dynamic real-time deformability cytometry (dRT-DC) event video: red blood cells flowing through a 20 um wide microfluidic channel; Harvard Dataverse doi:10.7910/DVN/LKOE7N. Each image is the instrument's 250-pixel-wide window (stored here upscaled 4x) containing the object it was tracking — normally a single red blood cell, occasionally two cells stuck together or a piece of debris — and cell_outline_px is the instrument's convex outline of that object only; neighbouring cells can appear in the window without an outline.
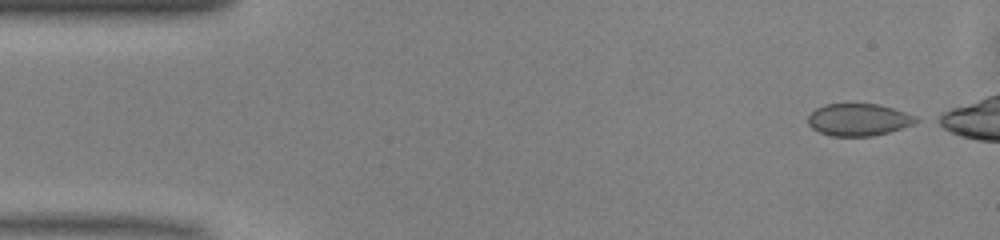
{"species": "common noctule bat (a hibernating species)", "species_latin": "Nyctalus noctula", "temperature_condition": "warm", "stored_images_in_passage": 12, "camera_frame_rate_fps": 3000, "um_per_image_px": 0.085, "animal": {"sex": "male", "body_mass_g": 13.0, "forearm_length_mm": 53.1}, "frame": {"image": 1, "passage_image": 1, "time_ms": 0.0, "image_size_px": [1000, 240], "cell_outline_px": [[924, 120], [916, 124], [888, 132], [872, 136], [832, 136], [820, 132], [812, 128], [808, 124], [808, 116], [816, 108], [824, 104], [880, 104], [916, 116]], "centroid_in_image_um": [73.02, 10.17], "position_along_channel_um": 12.0, "area_um2": 20.4}}